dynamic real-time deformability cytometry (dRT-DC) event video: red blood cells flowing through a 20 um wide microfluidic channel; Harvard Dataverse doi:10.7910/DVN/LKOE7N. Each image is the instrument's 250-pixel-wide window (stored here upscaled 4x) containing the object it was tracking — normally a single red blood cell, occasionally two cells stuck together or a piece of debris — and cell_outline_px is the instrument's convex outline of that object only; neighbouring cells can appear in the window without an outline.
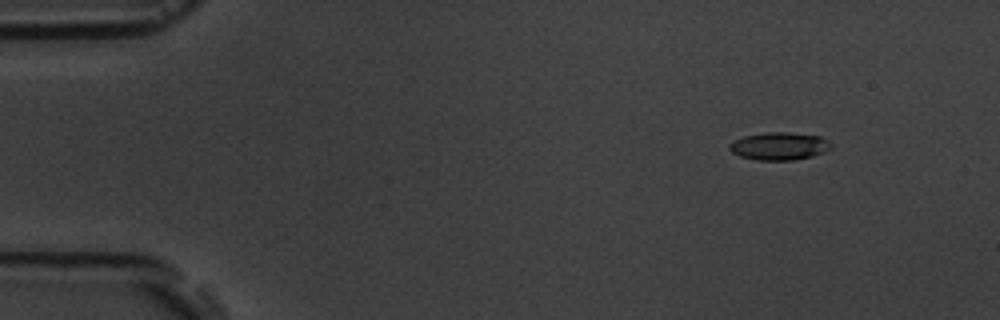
{"species": "common noctule bat (a hibernating species)", "species_latin": "Nyctalus noctula", "temperature_condition": "room temperature", "stored_images_in_passage": 6, "camera_frame_rate_fps": 3000, "um_per_image_px": 0.085, "animal": {"sex": "male", "body_mass_g": 19.5, "forearm_length_mm": 54.6}, "frame": {"image": 1, "passage_image": 2, "time_ms": 1.0, "image_size_px": [1000, 320], "cell_outline_px": [[832, 148], [812, 156], [796, 160], [756, 160], [740, 156], [732, 152], [728, 148], [728, 144], [732, 140], [744, 136], [768, 132], [788, 132], [820, 136], [828, 140], [832, 144]], "centroid_in_image_um": [66.22, 12.42], "position_along_channel_um": 18.8, "area_um2": 16.53}}
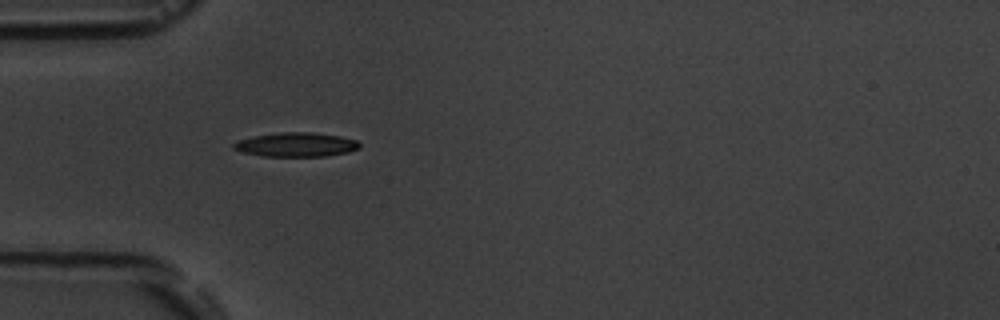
{"frame": {"image": 2, "passage_image": 5, "time_ms": 4.667, "image_size_px": [1000, 320], "cell_outline_px": [[360, 148], [348, 152], [324, 156], [260, 156], [244, 152], [232, 148], [232, 144], [236, 140], [252, 136], [280, 132], [312, 132], [340, 136], [356, 140], [360, 144]], "centroid_in_image_um": [25.14, 12.29], "position_along_channel_um": 59.9, "area_um2": 17.8}}
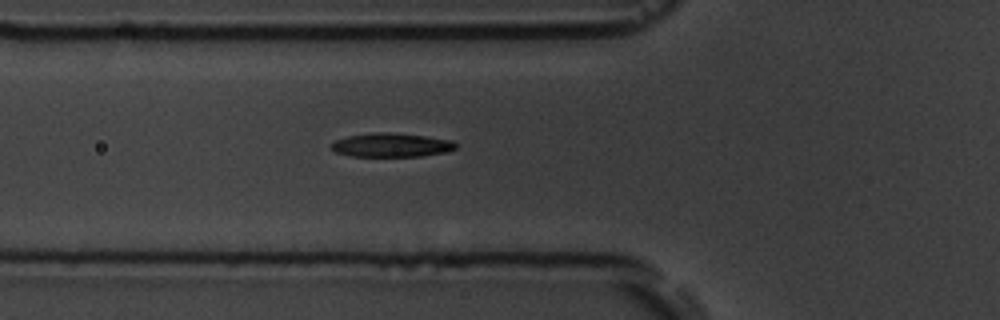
{"frame": {"image": 3, "passage_image": 6, "time_ms": 5.667, "image_size_px": [1000, 320], "cell_outline_px": [[456, 148], [444, 152], [420, 156], [348, 156], [336, 152], [332, 148], [332, 144], [336, 140], [348, 136], [376, 132], [388, 132], [424, 136], [452, 140], [456, 144]], "centroid_in_image_um": [33.26, 12.33], "position_along_channel_um": 92.5, "area_um2": 17.05}}